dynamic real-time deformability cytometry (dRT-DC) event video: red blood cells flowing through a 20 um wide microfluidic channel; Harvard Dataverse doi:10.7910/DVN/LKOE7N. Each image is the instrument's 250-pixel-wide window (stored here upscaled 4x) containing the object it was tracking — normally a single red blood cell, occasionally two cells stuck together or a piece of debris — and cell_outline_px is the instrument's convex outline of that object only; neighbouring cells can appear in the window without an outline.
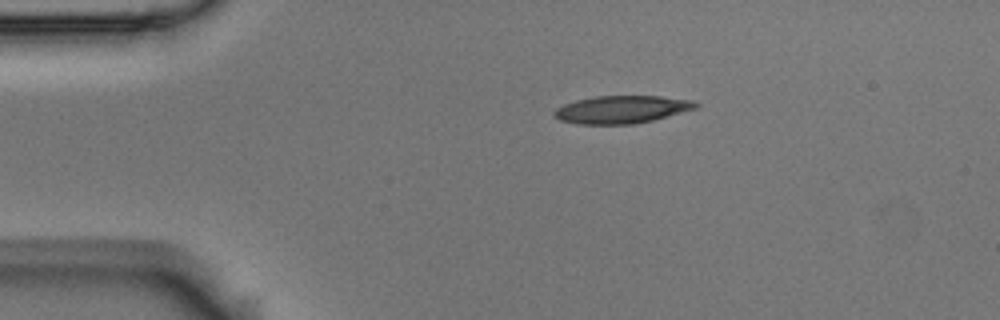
{"species": "Egyptian fruit bat (a non-hibernating species)", "species_latin": "Rousettus aegyptiacus", "temperature_condition": "room temperature", "stored_images_in_passage": 6, "camera_frame_rate_fps": 3000, "um_per_image_px": 0.085, "animal": {"sex": "male"}, "frame": {"image": 1, "passage_image": 1, "time_ms": 0.0, "image_size_px": [1000, 320], "cell_outline_px": [[700, 104], [696, 108], [652, 120], [632, 124], [576, 124], [560, 120], [552, 112], [556, 108], [564, 104], [576, 100], [596, 96], [660, 96], [692, 100]], "centroid_in_image_um": [52.82, 9.3], "position_along_channel_um": 32.2, "area_um2": 22.66}}
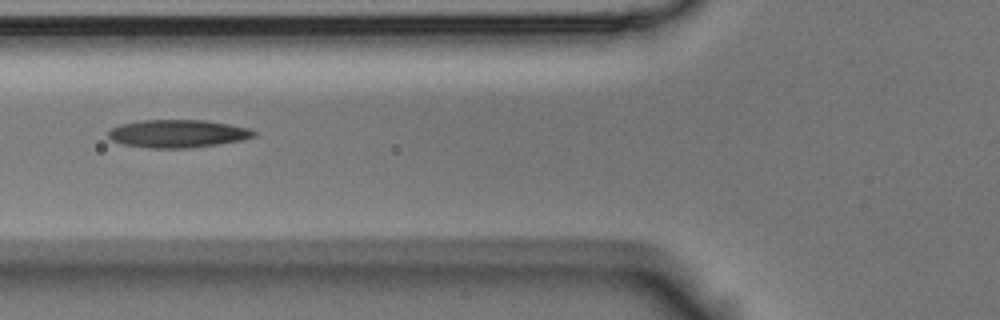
{"frame": {"image": 2, "passage_image": 4, "time_ms": 1.0, "image_size_px": [1000, 320], "cell_outline_px": [[256, 136], [240, 140], [216, 144], [188, 148], [148, 148], [124, 144], [112, 140], [108, 136], [108, 132], [112, 128], [120, 124], [140, 120], [204, 120], [228, 124], [248, 128], [256, 132]], "centroid_in_image_um": [15.08, 11.35], "position_along_channel_um": 110.7, "area_um2": 23.47}}
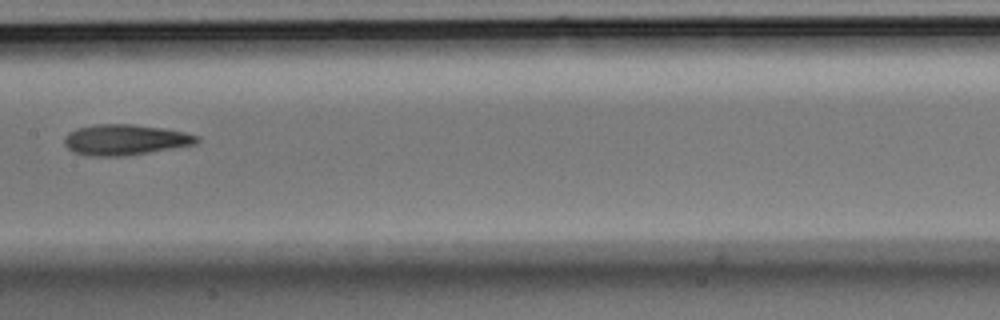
{"frame": {"image": 3, "passage_image": 6, "time_ms": 1.667, "image_size_px": [1000, 320], "cell_outline_px": [[200, 140], [196, 144], [124, 156], [88, 156], [72, 152], [64, 144], [64, 136], [68, 132], [76, 128], [96, 124], [132, 124], [164, 128], [184, 132], [200, 136]], "centroid_in_image_um": [10.61, 11.87], "position_along_channel_um": 196.8, "area_um2": 23.81}}